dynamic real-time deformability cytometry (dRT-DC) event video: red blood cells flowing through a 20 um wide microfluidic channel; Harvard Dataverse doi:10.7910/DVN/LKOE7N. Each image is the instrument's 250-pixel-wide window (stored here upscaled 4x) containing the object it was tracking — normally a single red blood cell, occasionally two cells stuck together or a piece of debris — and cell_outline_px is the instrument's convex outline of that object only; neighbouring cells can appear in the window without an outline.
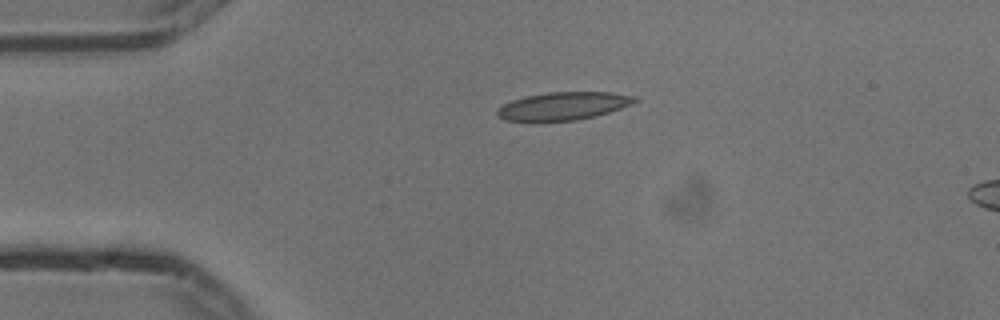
{"species": "common noctule bat (a hibernating species)", "species_latin": "Nyctalus noctula", "temperature_condition": "cold", "stored_images_in_passage": 43, "camera_frame_rate_fps": 3000, "um_per_image_px": 0.085, "animal": {"sex": "male", "body_mass_g": 13.3}, "frame": {"image": 1, "passage_image": 1, "time_ms": 0.0, "image_size_px": [1000, 320], "cell_outline_px": [[640, 100], [632, 104], [596, 116], [576, 120], [532, 124], [504, 120], [496, 116], [496, 112], [504, 104], [512, 100], [524, 96], [548, 92], [612, 92], [640, 96]], "centroid_in_image_um": [47.85, 9.04], "position_along_channel_um": 37.2, "area_um2": 23.35}}
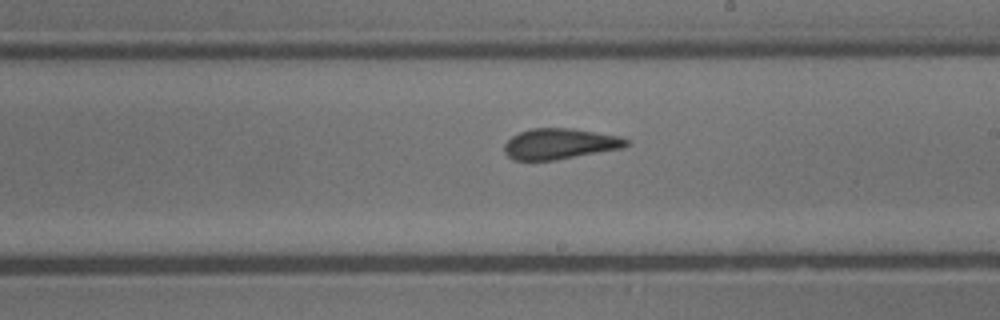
{"frame": {"image": 2, "passage_image": 20, "time_ms": 6.333, "image_size_px": [1000, 320], "cell_outline_px": [[632, 144], [624, 148], [556, 160], [512, 160], [504, 152], [504, 144], [512, 136], [520, 132], [532, 128], [572, 128], [620, 136], [628, 140]], "centroid_in_image_um": [47.61, 12.23], "position_along_channel_um": 241.4, "area_um2": 22.02}}
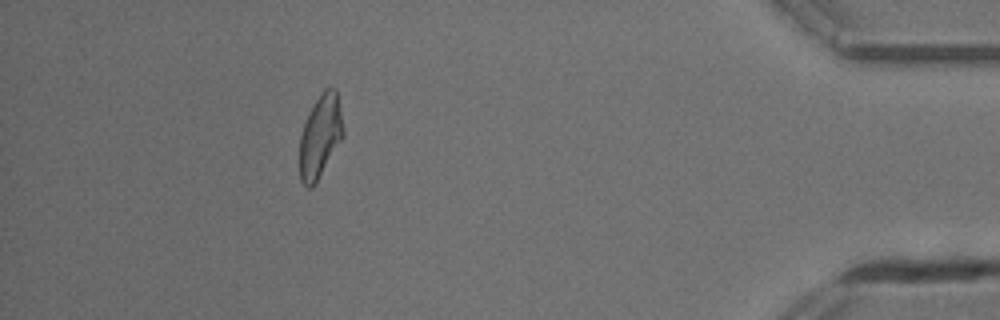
{"frame": {"image": 3, "passage_image": 38, "time_ms": 12.333, "image_size_px": [1000, 320], "cell_outline_px": [[344, 136], [312, 188], [308, 188], [300, 180], [300, 136], [304, 124], [320, 92], [324, 88], [336, 88], [344, 128]], "centroid_in_image_um": [27.23, 11.57], "position_along_channel_um": 408.0, "area_um2": 20.81}, "authors_computed_cell_mechanics": {"area_um2": 21.964, "velocity_mm_per_s": 3.7323, "shape_relaxation_time_tau1_ms": null, "shape_relaxation_time_tau2_ms": 2.0785, "deformation_change_tau1": null, "deformation_change_tau2": 0.099}}